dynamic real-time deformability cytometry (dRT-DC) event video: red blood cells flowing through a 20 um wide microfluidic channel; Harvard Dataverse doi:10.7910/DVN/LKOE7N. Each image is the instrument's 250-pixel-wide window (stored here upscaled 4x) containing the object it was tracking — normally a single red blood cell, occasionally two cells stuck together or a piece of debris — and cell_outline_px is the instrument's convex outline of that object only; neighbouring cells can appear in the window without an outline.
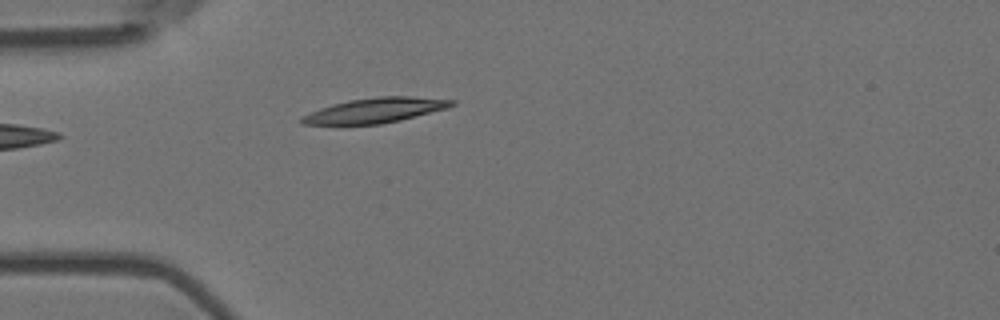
{"species": "Egyptian fruit bat (a non-hibernating species)", "species_latin": "Rousettus aegyptiacus", "temperature_condition": "room temperature", "stored_images_in_passage": 1, "camera_frame_rate_fps": 3000, "um_per_image_px": 0.085, "animal": {"sex": "female"}, "frame": {"image": 1, "passage_image": 1, "time_ms": 0.0, "image_size_px": [1000, 320], "cell_outline_px": [[456, 104], [448, 108], [400, 120], [380, 124], [300, 124], [300, 116], [320, 108], [332, 104], [348, 100], [380, 96], [412, 96], [456, 100]], "centroid_in_image_um": [31.91, 9.37], "position_along_channel_um": 53.1, "area_um2": 21.79}}